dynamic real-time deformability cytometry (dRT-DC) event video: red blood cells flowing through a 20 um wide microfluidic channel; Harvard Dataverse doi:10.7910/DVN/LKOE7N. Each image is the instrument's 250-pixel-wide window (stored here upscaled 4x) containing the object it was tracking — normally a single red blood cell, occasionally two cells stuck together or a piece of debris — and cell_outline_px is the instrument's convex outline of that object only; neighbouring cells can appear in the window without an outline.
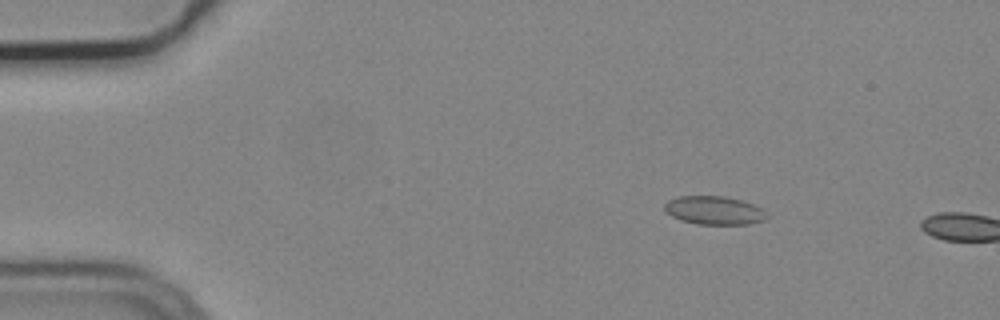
{"species": "common noctule bat (a hibernating species)", "species_latin": "Nyctalus noctula", "temperature_condition": "cold", "stored_images_in_passage": 4, "camera_frame_rate_fps": 3000, "um_per_image_px": 0.085, "animal": {"sex": "male", "body_mass_g": 19.2, "forearm_length_mm": 51.8}, "frame": {"image": 1, "passage_image": 3, "time_ms": 0.667, "image_size_px": [1000, 320], "cell_outline_px": [[768, 216], [764, 220], [748, 224], [696, 224], [680, 220], [672, 216], [664, 208], [664, 204], [668, 200], [680, 196], [724, 196], [740, 200], [764, 208], [768, 212]], "centroid_in_image_um": [60.74, 17.88], "position_along_channel_um": 24.3, "area_um2": 16.99}}